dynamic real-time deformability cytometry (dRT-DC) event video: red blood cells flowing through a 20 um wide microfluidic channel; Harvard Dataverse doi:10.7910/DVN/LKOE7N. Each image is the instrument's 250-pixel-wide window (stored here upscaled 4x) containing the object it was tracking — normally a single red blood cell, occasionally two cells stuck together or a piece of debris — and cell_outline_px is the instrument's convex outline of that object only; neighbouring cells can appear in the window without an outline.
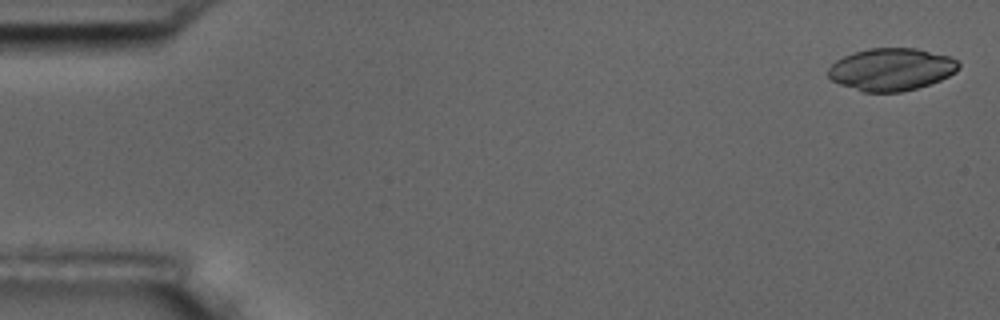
{"species": "common noctule bat (a hibernating species)", "species_latin": "Nyctalus noctula", "temperature_condition": "room temperature", "stored_images_in_passage": 4, "camera_frame_rate_fps": 3000, "um_per_image_px": 0.085, "animal": {"sex": "male", "body_mass_g": 17.5, "forearm_length_mm": 52.3}, "frame": {"image": 1, "passage_image": 1, "time_ms": 0.0, "image_size_px": [1000, 320], "cell_outline_px": [[960, 68], [956, 72], [940, 80], [916, 88], [900, 92], [864, 92], [840, 84], [832, 80], [828, 76], [828, 68], [836, 60], [844, 56], [868, 48], [916, 48], [948, 56], [956, 60], [960, 64]], "centroid_in_image_um": [75.76, 5.89], "position_along_channel_um": 9.2, "area_um2": 32.08}}